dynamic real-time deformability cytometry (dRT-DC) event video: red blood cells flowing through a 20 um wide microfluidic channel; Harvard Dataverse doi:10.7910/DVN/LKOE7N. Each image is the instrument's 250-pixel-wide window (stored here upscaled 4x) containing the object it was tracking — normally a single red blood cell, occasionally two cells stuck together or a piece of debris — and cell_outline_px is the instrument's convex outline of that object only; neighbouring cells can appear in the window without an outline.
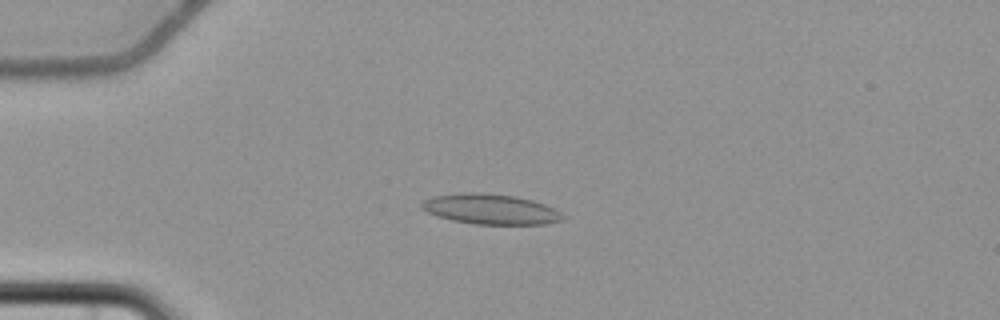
{"species": "common noctule bat (a hibernating species)", "species_latin": "Nyctalus noctula", "temperature_condition": "cold", "stored_images_in_passage": 8, "camera_frame_rate_fps": 3000, "um_per_image_px": 0.085, "animal": {"sex": "female", "body_mass_g": 22.7, "forearm_length_mm": 54.2}, "frame": {"image": 1, "passage_image": 4, "time_ms": 4.333, "image_size_px": [1000, 320], "cell_outline_px": [[564, 216], [560, 220], [544, 224], [476, 224], [452, 220], [436, 216], [420, 208], [420, 204], [424, 200], [432, 196], [464, 192], [476, 192], [516, 196], [532, 200], [544, 204], [560, 212]], "centroid_in_image_um": [41.64, 17.77], "position_along_channel_um": 43.4, "area_um2": 24.74}}
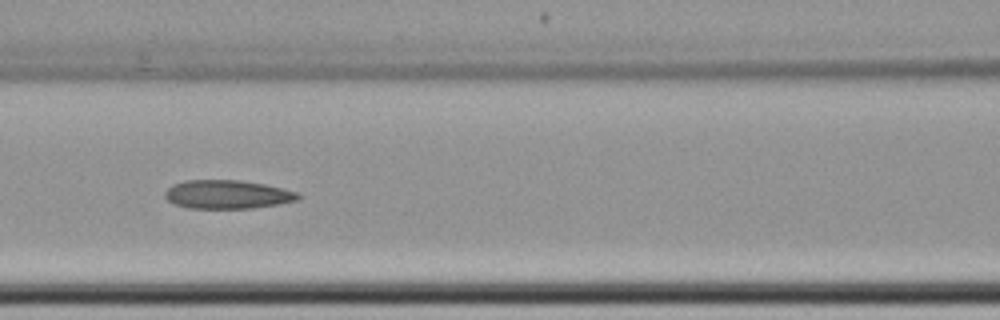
{"frame": {"image": 2, "passage_image": 7, "time_ms": 8.0, "image_size_px": [1000, 320], "cell_outline_px": [[304, 196], [300, 200], [252, 208], [188, 208], [172, 204], [164, 196], [164, 192], [172, 184], [184, 180], [240, 180], [264, 184], [284, 188], [300, 192]], "centroid_in_image_um": [19.35, 16.52], "position_along_channel_um": 147.2, "area_um2": 22.54}}
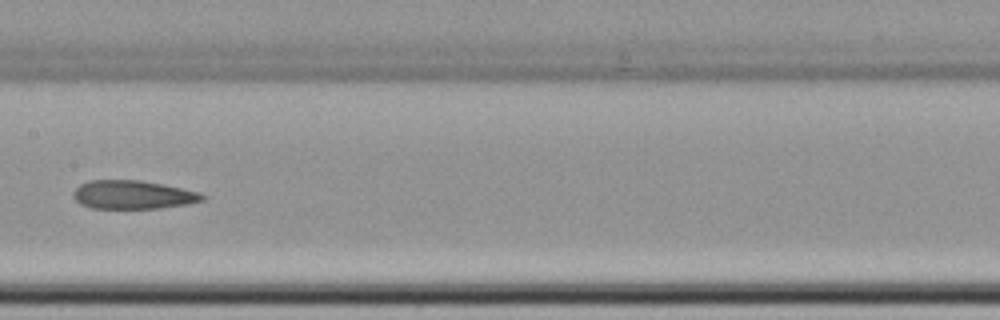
{"frame": {"image": 3, "passage_image": 8, "time_ms": 9.333, "image_size_px": [1000, 320], "cell_outline_px": [[204, 200], [188, 204], [160, 208], [92, 208], [80, 204], [72, 196], [72, 192], [80, 184], [88, 180], [140, 180], [164, 184], [200, 192], [204, 196]], "centroid_in_image_um": [11.28, 16.54], "position_along_channel_um": 196.1, "area_um2": 21.56}}